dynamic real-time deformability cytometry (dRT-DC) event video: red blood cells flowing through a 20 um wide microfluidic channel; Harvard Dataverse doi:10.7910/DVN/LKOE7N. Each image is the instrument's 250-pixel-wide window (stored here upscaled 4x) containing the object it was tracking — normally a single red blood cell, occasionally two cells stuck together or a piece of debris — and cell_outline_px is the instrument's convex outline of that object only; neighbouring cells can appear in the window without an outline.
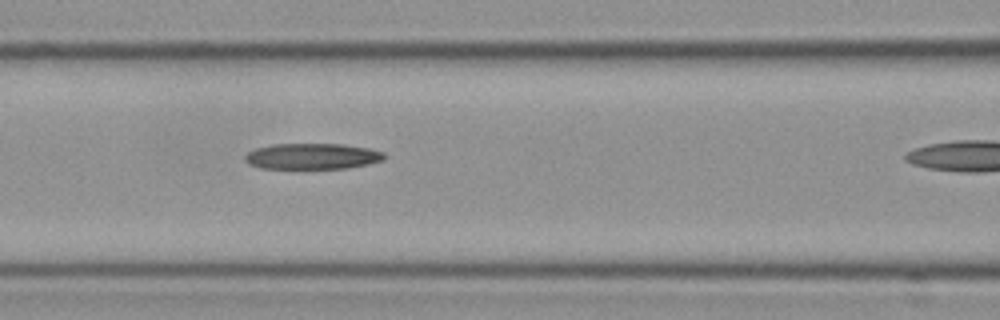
{"species": "Egyptian fruit bat (a non-hibernating species)", "species_latin": "Rousettus aegyptiacus", "temperature_condition": "cold", "stored_images_in_passage": 6, "segment_of_instrument_passage": [1, 2], "camera_frame_rate_fps": 3000, "um_per_image_px": 0.085, "frame": {"image": 1, "passage_image": 5, "time_ms": 1.333, "image_size_px": [1000, 320], "cell_outline_px": [[384, 160], [368, 164], [348, 168], [260, 168], [248, 164], [244, 160], [244, 156], [248, 152], [256, 148], [272, 144], [344, 144], [368, 148], [384, 152]], "centroid_in_image_um": [26.53, 13.28], "position_along_channel_um": 140.1, "area_um2": 21.04}}